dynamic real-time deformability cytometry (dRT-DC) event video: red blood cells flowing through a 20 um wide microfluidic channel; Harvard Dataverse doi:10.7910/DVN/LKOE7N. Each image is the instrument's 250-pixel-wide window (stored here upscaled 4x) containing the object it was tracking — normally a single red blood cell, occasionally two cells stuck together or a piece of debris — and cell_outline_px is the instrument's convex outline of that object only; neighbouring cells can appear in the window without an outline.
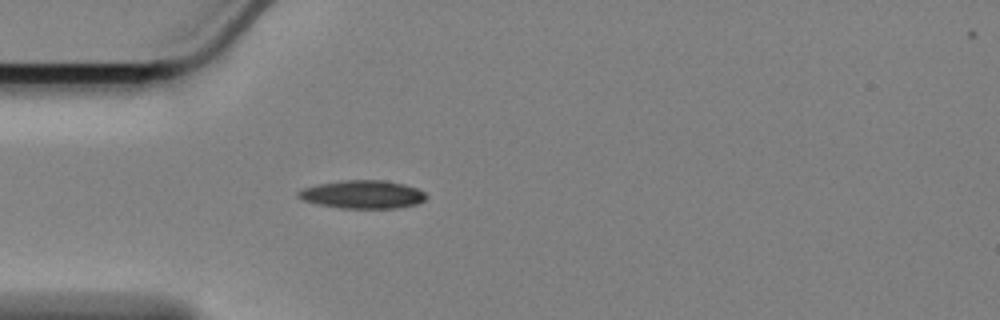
{"species": "Egyptian fruit bat (a non-hibernating species)", "species_latin": "Rousettus aegyptiacus", "temperature_condition": "cold", "stored_images_in_passage": 19, "camera_frame_rate_fps": 3000, "um_per_image_px": 0.085, "animal": {"sex": "female"}, "frame": {"image": 1, "passage_image": 1, "time_ms": 0.0, "image_size_px": [1000, 320], "cell_outline_px": [[428, 196], [424, 200], [416, 204], [396, 208], [340, 208], [316, 204], [304, 200], [296, 196], [296, 192], [304, 188], [320, 184], [344, 180], [384, 180], [404, 184], [416, 188], [424, 192]], "centroid_in_image_um": [30.82, 16.53], "position_along_channel_um": 54.2, "area_um2": 20.92}}
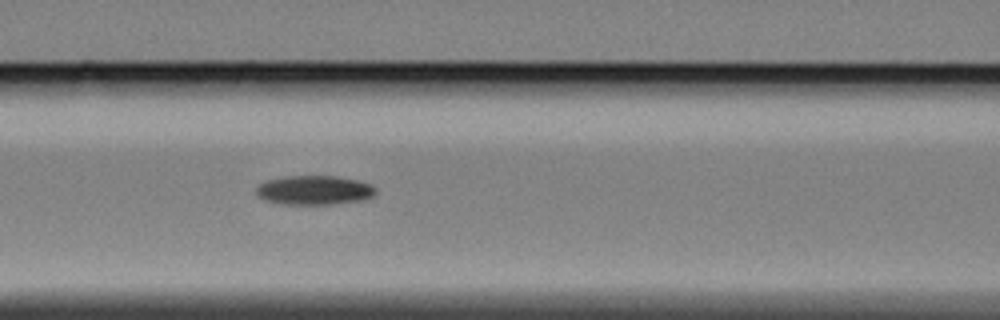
{"frame": {"image": 2, "passage_image": 9, "time_ms": 2.667, "image_size_px": [1000, 320], "cell_outline_px": [[376, 192], [372, 196], [364, 200], [332, 204], [280, 204], [264, 200], [256, 192], [256, 188], [264, 180], [284, 176], [336, 176], [356, 180], [372, 184], [376, 188]], "centroid_in_image_um": [26.71, 16.16], "position_along_channel_um": 139.9, "area_um2": 20.46}}
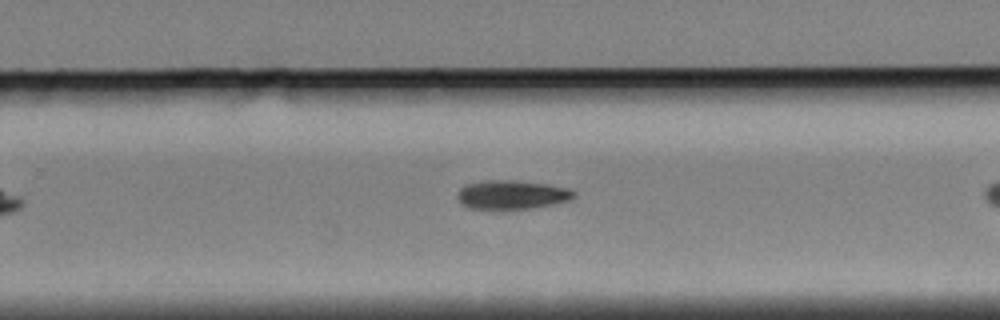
{"frame": {"image": 3, "passage_image": 18, "time_ms": 5.667, "image_size_px": [1000, 320], "cell_outline_px": [[576, 196], [568, 200], [556, 204], [532, 208], [472, 208], [464, 204], [456, 196], [460, 188], [468, 184], [484, 180], [512, 180], [544, 184], [568, 188], [576, 192]], "centroid_in_image_um": [43.55, 16.54], "position_along_channel_um": 286.3, "area_um2": 19.25}}